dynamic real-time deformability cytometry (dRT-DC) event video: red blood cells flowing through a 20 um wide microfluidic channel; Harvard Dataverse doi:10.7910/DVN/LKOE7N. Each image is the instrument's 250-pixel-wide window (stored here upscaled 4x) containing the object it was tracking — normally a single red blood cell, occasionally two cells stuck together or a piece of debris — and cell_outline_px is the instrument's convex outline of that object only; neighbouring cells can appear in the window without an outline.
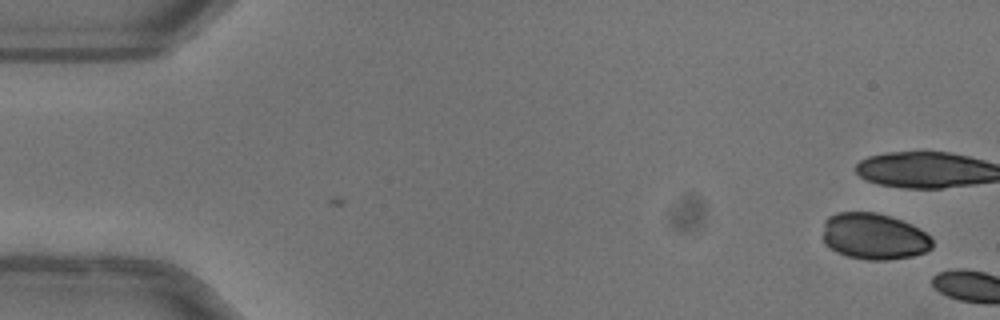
{"species": "common noctule bat (a hibernating species)", "species_latin": "Nyctalus noctula", "temperature_condition": "warm", "stored_images_in_passage": 4, "camera_frame_rate_fps": 3000, "um_per_image_px": 0.085, "animal": {"sex": "female"}, "frame": {"image": 1, "passage_image": 1, "time_ms": 0.0, "image_size_px": [1000, 320], "cell_outline_px": [[932, 248], [924, 252], [912, 256], [888, 260], [868, 260], [848, 256], [836, 252], [824, 244], [824, 220], [828, 216], [836, 212], [876, 212], [892, 216], [912, 224], [920, 228], [932, 236]], "centroid_in_image_um": [74.3, 20.08], "position_along_channel_um": 10.7, "area_um2": 29.94}}